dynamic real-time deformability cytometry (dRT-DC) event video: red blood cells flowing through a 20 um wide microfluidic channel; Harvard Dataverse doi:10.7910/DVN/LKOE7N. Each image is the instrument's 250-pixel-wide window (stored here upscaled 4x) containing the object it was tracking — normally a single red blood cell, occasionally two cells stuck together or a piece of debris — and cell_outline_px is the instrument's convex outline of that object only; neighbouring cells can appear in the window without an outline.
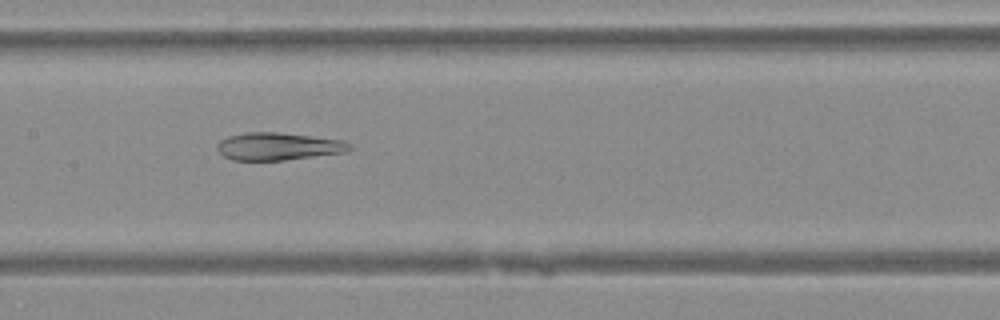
{"species": "Egyptian fruit bat (a non-hibernating species)", "species_latin": "Rousettus aegyptiacus", "temperature_condition": "warm", "stored_images_in_passage": 29, "camera_frame_rate_fps": 3000, "um_per_image_px": 0.085, "animal": {"sex": "female"}, "frame": {"image": 1, "passage_image": 9, "time_ms": 2.667, "image_size_px": [1000, 320], "cell_outline_px": [[352, 148], [344, 152], [284, 160], [232, 160], [224, 156], [216, 148], [216, 144], [220, 140], [228, 136], [244, 132], [276, 132], [312, 136], [340, 140], [352, 144]], "centroid_in_image_um": [23.6, 12.43], "position_along_channel_um": 183.8, "area_um2": 21.15}}
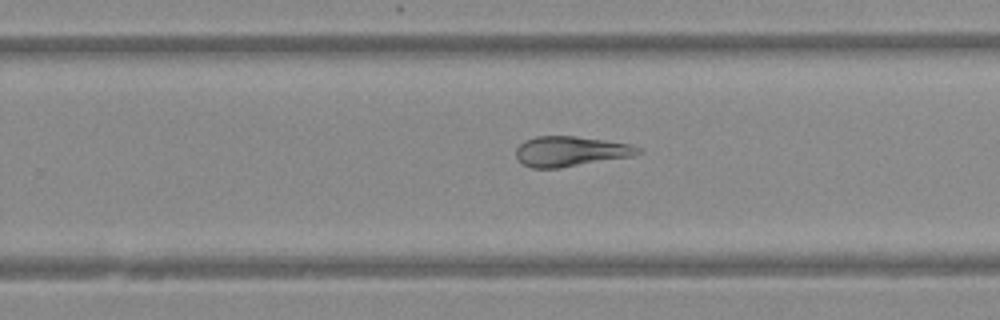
{"frame": {"image": 2, "passage_image": 16, "time_ms": 5.0, "image_size_px": [1000, 320], "cell_outline_px": [[640, 152], [632, 156], [560, 168], [532, 168], [524, 164], [516, 156], [516, 148], [524, 140], [536, 136], [576, 136], [632, 144], [640, 148]], "centroid_in_image_um": [48.48, 12.86], "position_along_channel_um": 281.3, "area_um2": 21.33}}
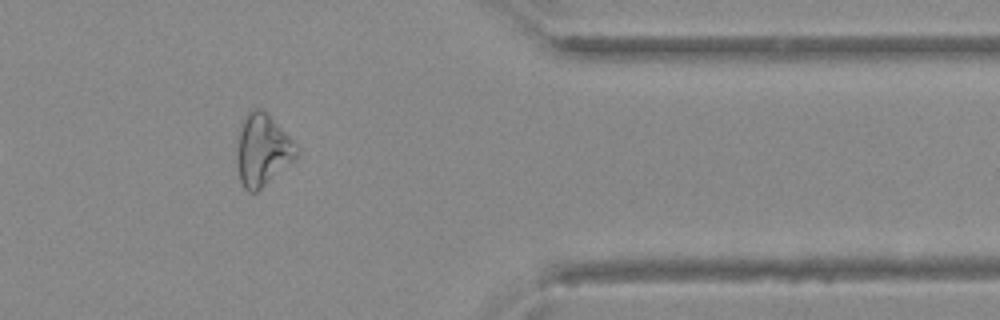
{"frame": {"image": 3, "passage_image": 25, "time_ms": 8.0, "image_size_px": [1000, 320], "cell_outline_px": [[300, 156], [256, 192], [248, 192], [244, 188], [240, 180], [236, 156], [240, 120], [252, 108], [260, 108], [300, 148]], "centroid_in_image_um": [22.3, 12.77], "position_along_channel_um": 389.1, "area_um2": 24.97}}